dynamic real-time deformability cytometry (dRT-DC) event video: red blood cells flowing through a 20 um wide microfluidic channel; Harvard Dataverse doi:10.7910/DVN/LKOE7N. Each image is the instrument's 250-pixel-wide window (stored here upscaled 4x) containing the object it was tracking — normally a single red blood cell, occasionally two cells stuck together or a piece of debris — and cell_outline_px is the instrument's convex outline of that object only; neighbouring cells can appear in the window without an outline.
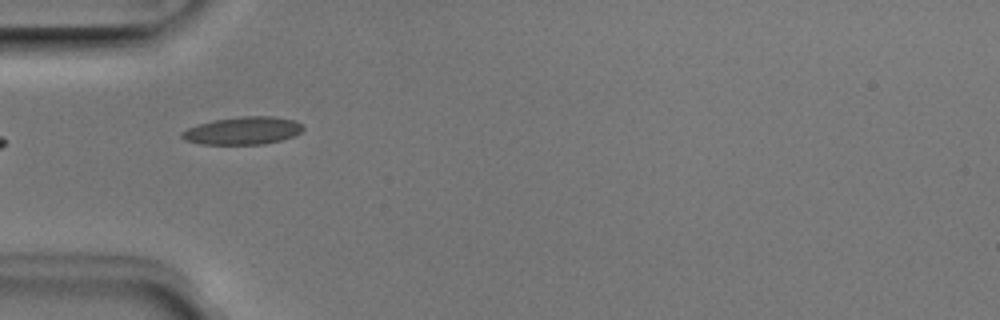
{"species": "Egyptian fruit bat (a non-hibernating species)", "species_latin": "Rousettus aegyptiacus", "temperature_condition": "room temperature", "stored_images_in_passage": 5, "camera_frame_rate_fps": 3000, "um_per_image_px": 0.085, "animal": {"sex": "male"}, "frame": {"image": 1, "passage_image": 4, "time_ms": 1.0, "image_size_px": [1000, 320], "cell_outline_px": [[304, 128], [300, 132], [292, 136], [280, 140], [264, 144], [200, 144], [184, 140], [180, 136], [180, 132], [188, 128], [212, 120], [240, 116], [272, 116], [296, 120]], "centroid_in_image_um": [20.61, 11.1], "position_along_channel_um": 64.4, "area_um2": 19.54}}